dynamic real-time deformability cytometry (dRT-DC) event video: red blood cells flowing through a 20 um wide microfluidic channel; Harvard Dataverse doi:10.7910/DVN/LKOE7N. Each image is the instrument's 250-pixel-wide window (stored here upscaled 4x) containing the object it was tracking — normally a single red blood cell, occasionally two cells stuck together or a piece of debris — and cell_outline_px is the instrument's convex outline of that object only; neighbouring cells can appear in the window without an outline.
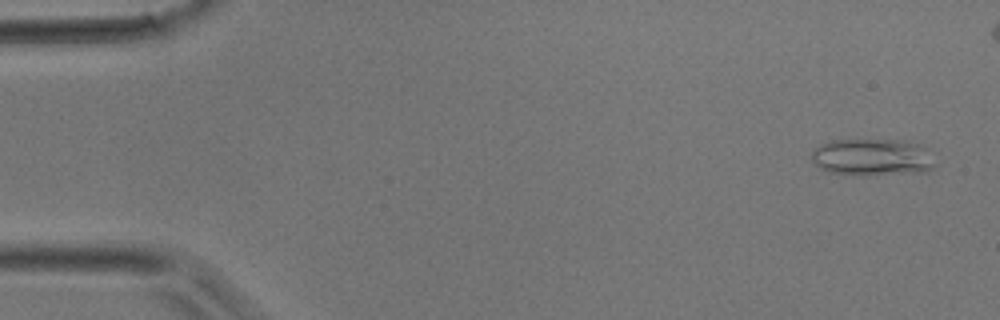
{"species": "common noctule bat (a hibernating species)", "species_latin": "Nyctalus noctula", "temperature_condition": "room temperature", "stored_images_in_passage": 38, "camera_frame_rate_fps": 3000, "um_per_image_px": 0.085, "animal": {"sex": "male", "body_mass_g": 17.9}, "frame": {"image": 1, "passage_image": 2, "time_ms": 0.333, "image_size_px": [1000, 320], "cell_outline_px": [[936, 164], [932, 168], [924, 172], [864, 176], [860, 176], [832, 172], [820, 168], [808, 156], [820, 144], [832, 140], [904, 140], [916, 144], [924, 148]], "centroid_in_image_um": [74.11, 13.38], "position_along_channel_um": 10.9, "area_um2": 26.7}}
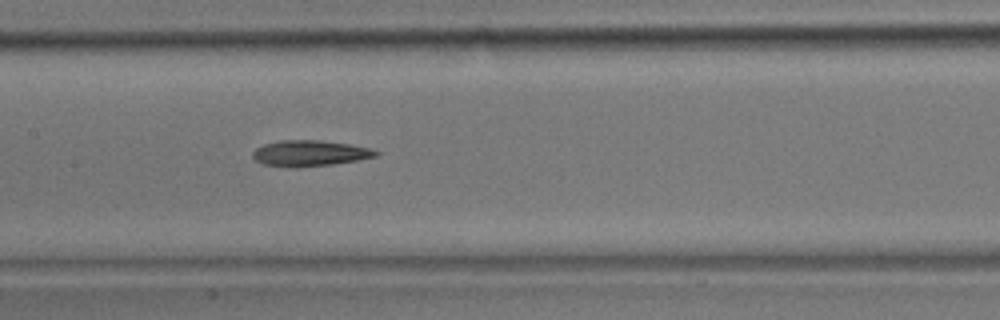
{"frame": {"image": 2, "passage_image": 19, "time_ms": 6.0, "image_size_px": [1000, 320], "cell_outline_px": [[380, 152], [376, 156], [360, 160], [332, 164], [288, 168], [264, 164], [256, 160], [252, 156], [252, 152], [256, 148], [264, 144], [280, 140], [320, 140], [348, 144], [372, 148]], "centroid_in_image_um": [26.33, 13.02], "position_along_channel_um": 181.1, "area_um2": 18.61}}
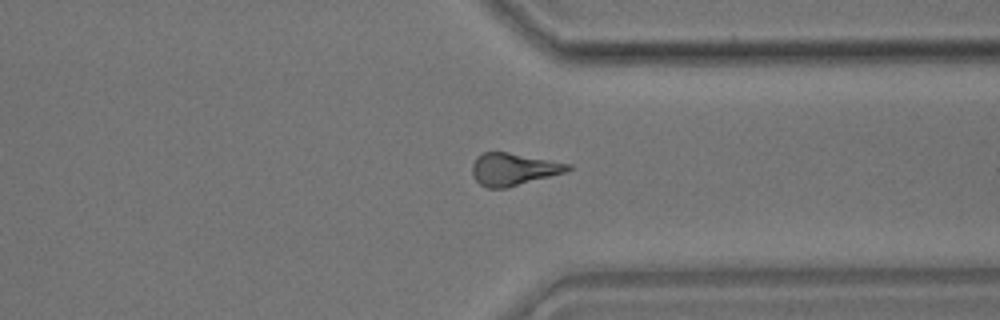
{"frame": {"image": 3, "passage_image": 30, "time_ms": 9.667, "image_size_px": [1000, 320], "cell_outline_px": [[572, 168], [568, 172], [508, 188], [488, 188], [480, 184], [472, 176], [472, 164], [476, 156], [484, 152], [508, 152], [572, 164]], "centroid_in_image_um": [43.66, 14.39], "position_along_channel_um": 367.7, "area_um2": 18.32}}